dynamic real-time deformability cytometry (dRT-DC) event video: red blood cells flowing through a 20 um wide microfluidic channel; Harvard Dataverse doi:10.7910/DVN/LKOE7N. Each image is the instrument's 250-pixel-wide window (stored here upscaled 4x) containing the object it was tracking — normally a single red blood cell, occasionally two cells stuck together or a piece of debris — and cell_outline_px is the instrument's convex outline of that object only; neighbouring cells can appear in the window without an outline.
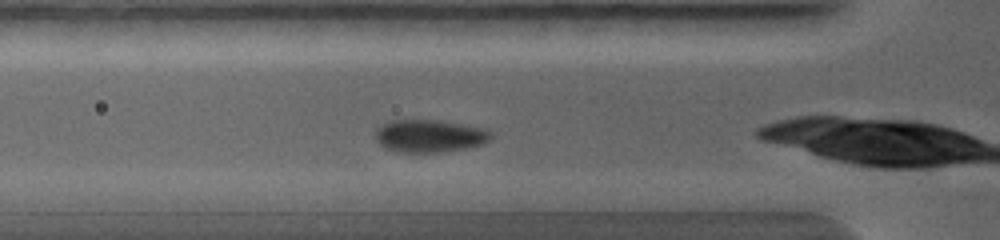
{"species": "common noctule bat (a hibernating species)", "species_latin": "Nyctalus noctula", "temperature_condition": "warm", "stored_images_in_passage": 4, "camera_frame_rate_fps": 5000, "um_per_image_px": 0.085, "animal": {"sex": "female", "body_mass_g": 19.0, "forearm_length_mm": 56.7}, "frame": {"image": 1, "passage_image": 3, "time_ms": 0.6, "image_size_px": [1000, 240], "cell_outline_px": [[492, 136], [484, 144], [468, 148], [440, 152], [396, 152], [384, 148], [376, 140], [376, 128], [388, 120], [440, 120], [488, 128], [492, 132]], "centroid_in_image_um": [36.53, 11.55], "position_along_channel_um": 89.3, "area_um2": 22.37}}